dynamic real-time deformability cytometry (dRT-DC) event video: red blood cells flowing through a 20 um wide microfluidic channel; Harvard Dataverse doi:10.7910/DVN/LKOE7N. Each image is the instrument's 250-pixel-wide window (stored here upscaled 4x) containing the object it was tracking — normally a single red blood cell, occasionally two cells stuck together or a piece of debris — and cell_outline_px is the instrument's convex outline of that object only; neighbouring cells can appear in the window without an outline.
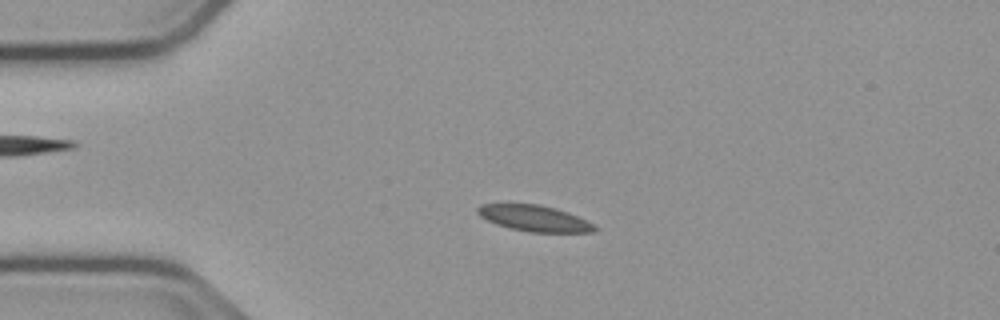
{"species": "common noctule bat (a hibernating species)", "species_latin": "Nyctalus noctula", "temperature_condition": "cold", "stored_images_in_passage": 50, "camera_frame_rate_fps": 3000, "um_per_image_px": 0.085, "animal": {"sex": "male", "body_mass_g": 23.1, "forearm_length_mm": 52.7}, "frame": {"image": 1, "passage_image": 8, "time_ms": 2.333, "image_size_px": [1000, 320], "cell_outline_px": [[596, 228], [592, 232], [528, 232], [508, 228], [496, 224], [480, 216], [476, 212], [476, 208], [480, 204], [540, 204], [556, 208], [568, 212], [592, 224]], "centroid_in_image_um": [45.35, 18.55], "position_along_channel_um": 39.6, "area_um2": 17.63}}
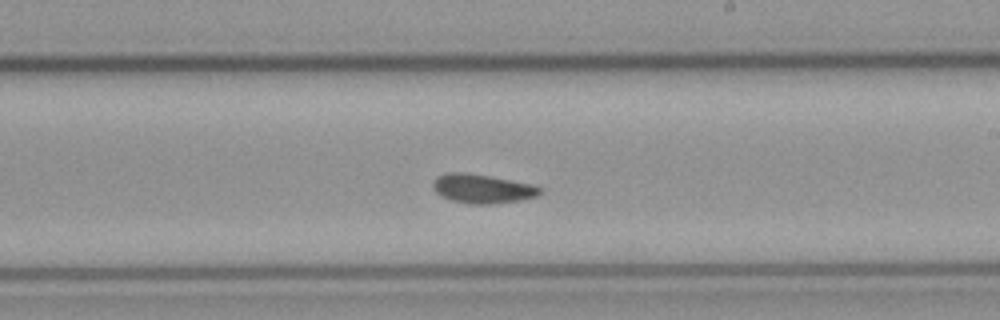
{"frame": {"image": 2, "passage_image": 27, "time_ms": 8.667, "image_size_px": [1000, 320], "cell_outline_px": [[544, 192], [536, 196], [520, 200], [492, 204], [472, 204], [452, 200], [440, 196], [432, 188], [432, 180], [436, 176], [444, 172], [468, 172], [532, 184], [540, 188]], "centroid_in_image_um": [40.94, 16.02], "position_along_channel_um": 248.1, "area_um2": 18.32}}
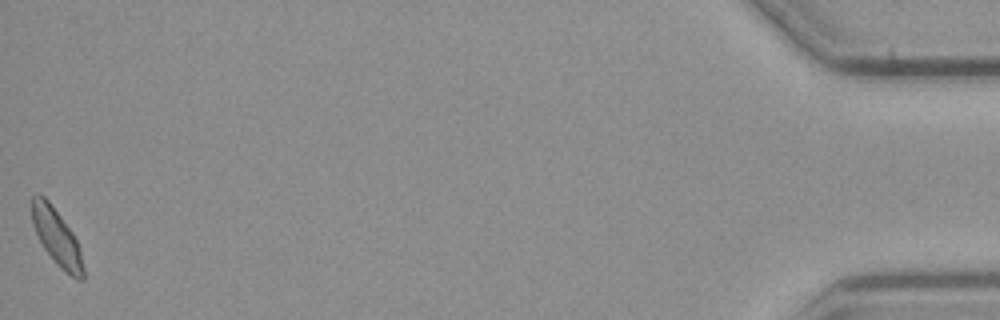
{"frame": {"image": 3, "passage_image": 50, "time_ms": 16.333, "image_size_px": [1000, 320], "cell_outline_px": [[84, 280], [76, 280], [56, 264], [44, 248], [32, 224], [32, 196], [36, 192], [44, 196], [48, 200], [72, 232], [80, 248], [84, 268]], "centroid_in_image_um": [4.83, 20.18], "position_along_channel_um": 430.4, "area_um2": 16.82}, "authors_computed_cell_mechanics": {"area_um2": 17.6579, "velocity_mm_per_s": 3.7411, "shape_relaxation_time_tau1_ms": 4.7816, "shape_relaxation_time_tau2_ms": 2.2536, "deformation_change_tau1": 0.0905, "deformation_change_tau2": 0.0778}}